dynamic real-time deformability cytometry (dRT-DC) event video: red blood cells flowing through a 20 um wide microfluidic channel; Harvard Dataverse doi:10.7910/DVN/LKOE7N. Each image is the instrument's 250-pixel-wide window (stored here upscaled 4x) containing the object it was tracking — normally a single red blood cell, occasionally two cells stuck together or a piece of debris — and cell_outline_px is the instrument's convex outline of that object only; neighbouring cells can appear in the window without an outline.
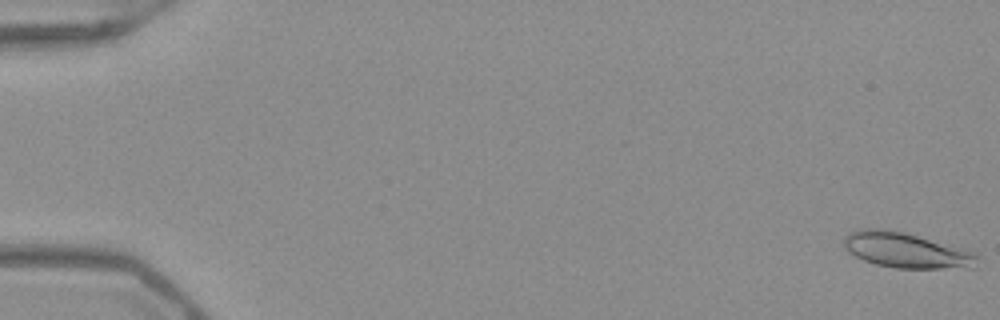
{"species": "Egyptian fruit bat (a non-hibernating species)", "species_latin": "Rousettus aegyptiacus", "temperature_condition": "warm", "stored_images_in_passage": 52, "camera_frame_rate_fps": 3000, "um_per_image_px": 0.085, "frame": {"image": 1, "passage_image": 1, "time_ms": 0.0, "image_size_px": [1000, 320], "cell_outline_px": [[984, 256], [976, 268], [896, 268], [876, 264], [864, 260], [848, 252], [844, 248], [844, 236], [848, 232], [864, 228], [888, 228], [904, 232], [964, 248], [976, 252]], "centroid_in_image_um": [77.12, 21.27], "position_along_channel_um": 7.9, "area_um2": 28.15}}
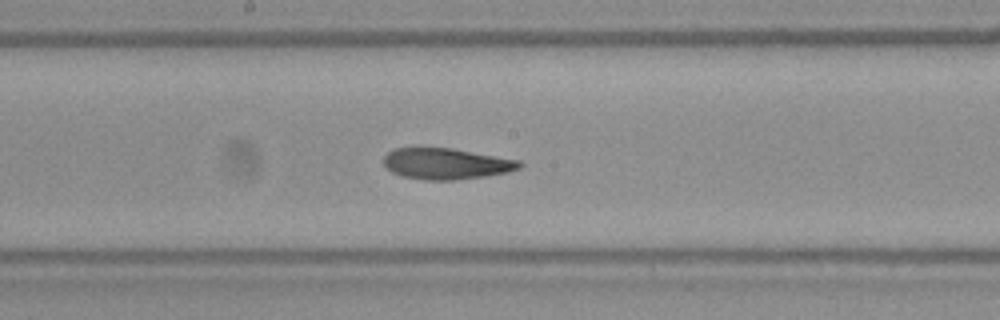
{"frame": {"image": 2, "passage_image": 29, "time_ms": 9.333, "image_size_px": [1000, 320], "cell_outline_px": [[524, 164], [520, 168], [508, 172], [484, 176], [452, 180], [424, 180], [404, 176], [392, 172], [384, 164], [384, 156], [392, 148], [420, 144], [452, 148], [520, 160]], "centroid_in_image_um": [37.87, 13.86], "position_along_channel_um": 210.3, "area_um2": 25.37}}
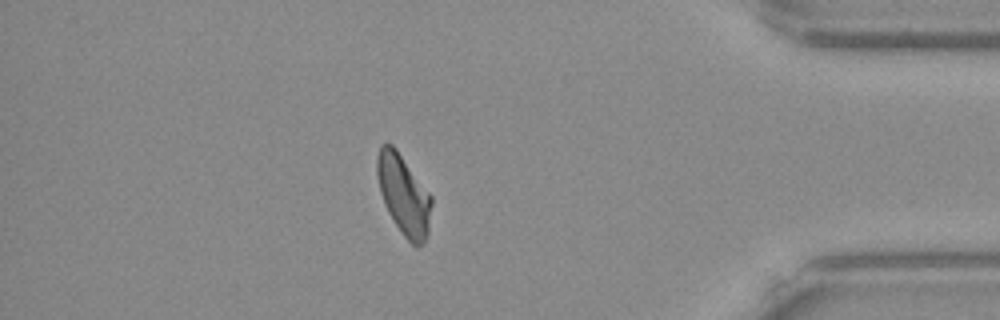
{"frame": {"image": 3, "passage_image": 46, "time_ms": 15.0, "image_size_px": [1000, 320], "cell_outline_px": [[432, 204], [428, 232], [424, 244], [416, 248], [400, 232], [388, 212], [384, 204], [380, 192], [376, 172], [376, 156], [380, 144], [392, 144], [396, 148], [432, 196]], "centroid_in_image_um": [34.3, 16.57], "position_along_channel_um": 400.9, "area_um2": 25.61}, "authors_computed_cell_mechanics": {"area_um2": 25.4898, "velocity_mm_per_s": 3.9685, "shape_relaxation_time_tau1_ms": 10.6277, "shape_relaxation_time_tau2_ms": 3.036, "deformation_change_tau1": 0.2708, "deformation_change_tau2": 0.1077}}